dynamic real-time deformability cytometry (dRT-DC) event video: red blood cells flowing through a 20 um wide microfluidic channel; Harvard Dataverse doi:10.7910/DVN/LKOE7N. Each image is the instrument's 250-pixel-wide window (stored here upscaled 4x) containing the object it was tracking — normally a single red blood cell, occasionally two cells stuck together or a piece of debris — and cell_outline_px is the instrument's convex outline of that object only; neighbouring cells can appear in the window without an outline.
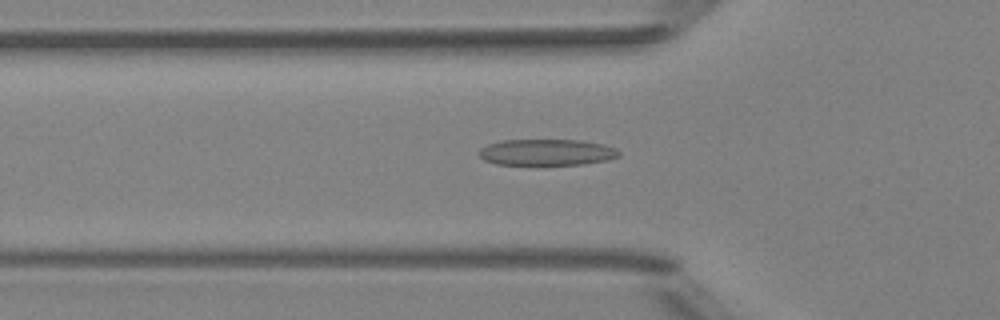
{"species": "Egyptian fruit bat (a non-hibernating species)", "species_latin": "Rousettus aegyptiacus", "temperature_condition": "room temperature", "stored_images_in_passage": 48, "camera_frame_rate_fps": 3000, "um_per_image_px": 0.085, "animal": {"sex": "female"}, "frame": {"image": 1, "passage_image": 15, "time_ms": 4.667, "image_size_px": [1000, 320], "cell_outline_px": [[620, 156], [608, 160], [580, 164], [496, 164], [484, 160], [480, 156], [480, 148], [488, 144], [500, 140], [580, 140], [600, 144], [616, 148], [620, 152]], "centroid_in_image_um": [46.47, 12.94], "position_along_channel_um": 79.3, "area_um2": 21.21}}
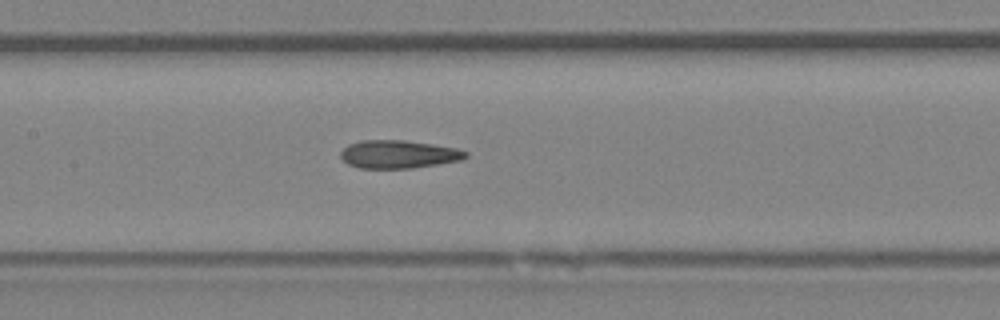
{"frame": {"image": 2, "passage_image": 22, "time_ms": 7.0, "image_size_px": [1000, 320], "cell_outline_px": [[468, 156], [464, 160], [412, 168], [360, 168], [348, 164], [340, 156], [340, 152], [348, 144], [360, 140], [404, 140], [432, 144], [456, 148], [468, 152]], "centroid_in_image_um": [33.89, 13.11], "position_along_channel_um": 173.5, "area_um2": 20.52}}
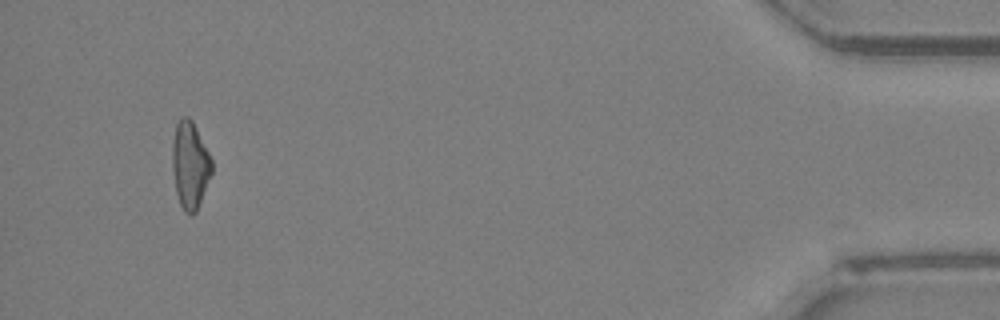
{"frame": {"image": 3, "passage_image": 46, "time_ms": 15.0, "image_size_px": [1000, 320], "cell_outline_px": [[212, 172], [196, 212], [192, 216], [184, 212], [180, 204], [176, 192], [172, 172], [172, 144], [176, 124], [184, 116], [188, 116], [192, 120], [212, 160]], "centroid_in_image_um": [16.14, 14.05], "position_along_channel_um": 419.1, "area_um2": 19.94}}